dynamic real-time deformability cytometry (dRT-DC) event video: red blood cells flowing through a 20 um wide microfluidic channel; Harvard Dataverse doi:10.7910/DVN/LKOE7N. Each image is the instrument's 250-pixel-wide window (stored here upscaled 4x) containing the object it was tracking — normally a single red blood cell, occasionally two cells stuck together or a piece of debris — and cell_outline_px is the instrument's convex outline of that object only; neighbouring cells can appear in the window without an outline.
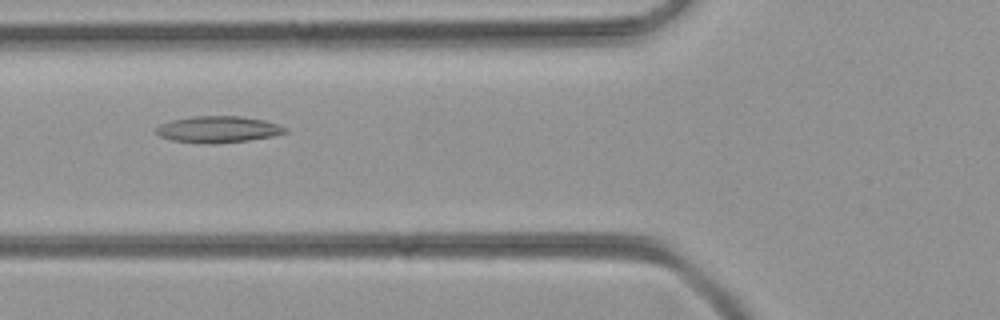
{"species": "common noctule bat (a hibernating species)", "species_latin": "Nyctalus noctula", "temperature_condition": "room temperature", "stored_images_in_passage": 39, "camera_frame_rate_fps": 3000, "um_per_image_px": 0.085, "animal": {"sex": "female", "body_mass_g": 21.9}, "frame": {"image": 1, "passage_image": 8, "time_ms": 2.333, "image_size_px": [1000, 320], "cell_outline_px": [[288, 132], [272, 136], [248, 140], [216, 144], [204, 144], [172, 140], [160, 136], [156, 132], [156, 128], [160, 124], [172, 120], [192, 116], [240, 116], [264, 120], [288, 128]], "centroid_in_image_um": [18.54, 11.0], "position_along_channel_um": 107.3, "area_um2": 19.94}}
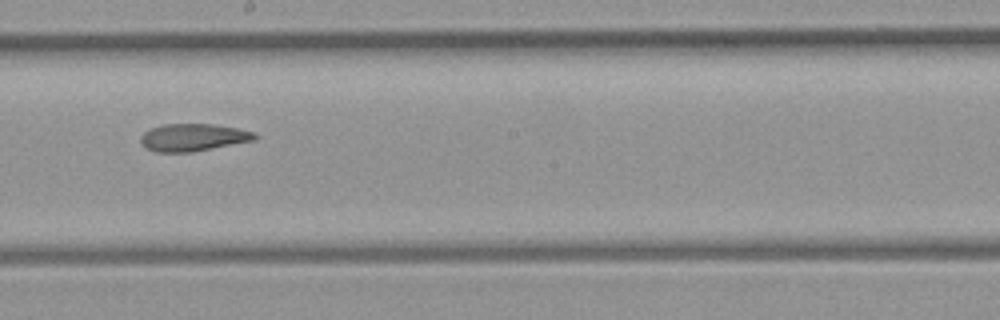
{"frame": {"image": 2, "passage_image": 17, "time_ms": 5.333, "image_size_px": [1000, 320], "cell_outline_px": [[256, 140], [192, 152], [156, 152], [144, 148], [140, 140], [140, 136], [144, 132], [152, 128], [164, 124], [212, 124], [236, 128], [256, 132]], "centroid_in_image_um": [16.4, 11.68], "position_along_channel_um": 231.8, "area_um2": 18.26}}
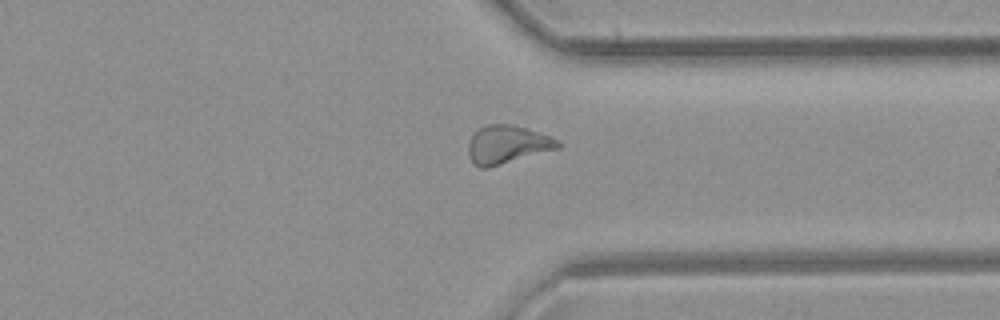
{"frame": {"image": 3, "passage_image": 27, "time_ms": 8.667, "image_size_px": [1000, 320], "cell_outline_px": [[560, 148], [488, 168], [480, 168], [468, 156], [468, 144], [472, 136], [480, 128], [488, 124], [508, 124], [524, 128], [560, 140]], "centroid_in_image_um": [43.11, 12.3], "position_along_channel_um": 368.3, "area_um2": 19.65}}